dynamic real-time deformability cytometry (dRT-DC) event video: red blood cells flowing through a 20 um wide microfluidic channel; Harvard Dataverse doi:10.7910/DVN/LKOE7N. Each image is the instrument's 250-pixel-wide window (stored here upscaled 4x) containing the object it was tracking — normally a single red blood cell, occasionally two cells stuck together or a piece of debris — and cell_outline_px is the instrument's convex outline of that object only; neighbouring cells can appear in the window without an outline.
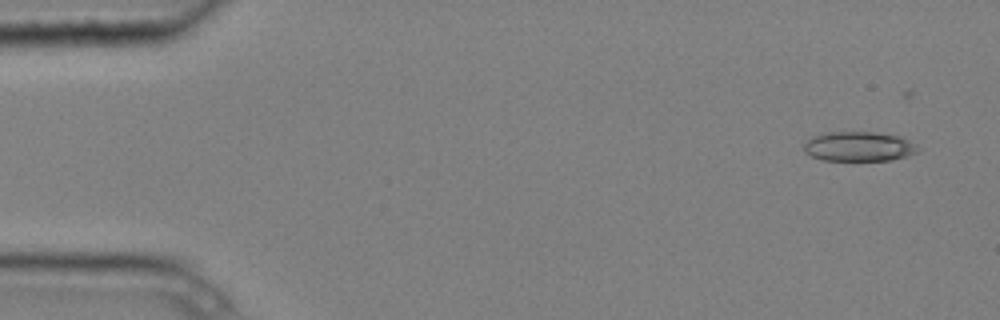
{"species": "common noctule bat (a hibernating species)", "species_latin": "Nyctalus noctula", "temperature_condition": "cold", "stored_images_in_passage": 5, "camera_frame_rate_fps": 3000, "um_per_image_px": 0.085, "animal": {"sex": "male", "body_mass_g": 20.4}, "frame": {"image": 1, "passage_image": 1, "time_ms": 0.0, "image_size_px": [1000, 320], "cell_outline_px": [[920, 152], [908, 156], [892, 160], [824, 160], [812, 156], [804, 152], [804, 144], [812, 136], [828, 132], [872, 132], [900, 136], [916, 144], [920, 148]], "centroid_in_image_um": [73.04, 12.45], "position_along_channel_um": 12.0, "area_um2": 19.77}}
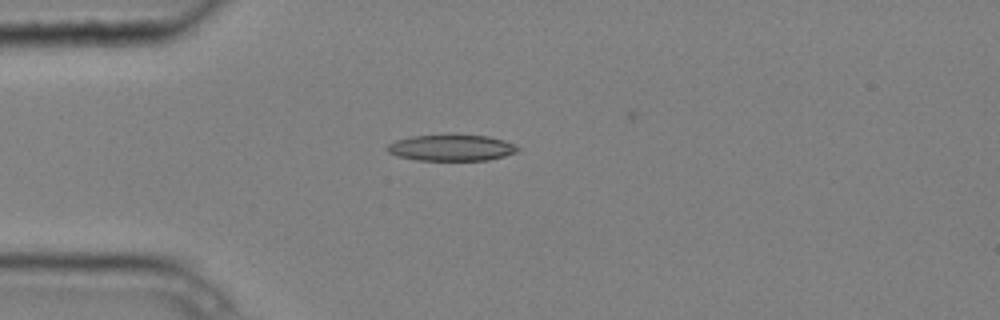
{"frame": {"image": 2, "passage_image": 4, "time_ms": 1.0, "image_size_px": [1000, 320], "cell_outline_px": [[520, 148], [516, 152], [504, 156], [488, 160], [416, 160], [396, 156], [388, 152], [388, 144], [396, 140], [412, 136], [448, 132], [452, 132], [488, 136], [504, 140], [516, 144]], "centroid_in_image_um": [38.38, 12.51], "position_along_channel_um": 46.6, "area_um2": 20.75}}